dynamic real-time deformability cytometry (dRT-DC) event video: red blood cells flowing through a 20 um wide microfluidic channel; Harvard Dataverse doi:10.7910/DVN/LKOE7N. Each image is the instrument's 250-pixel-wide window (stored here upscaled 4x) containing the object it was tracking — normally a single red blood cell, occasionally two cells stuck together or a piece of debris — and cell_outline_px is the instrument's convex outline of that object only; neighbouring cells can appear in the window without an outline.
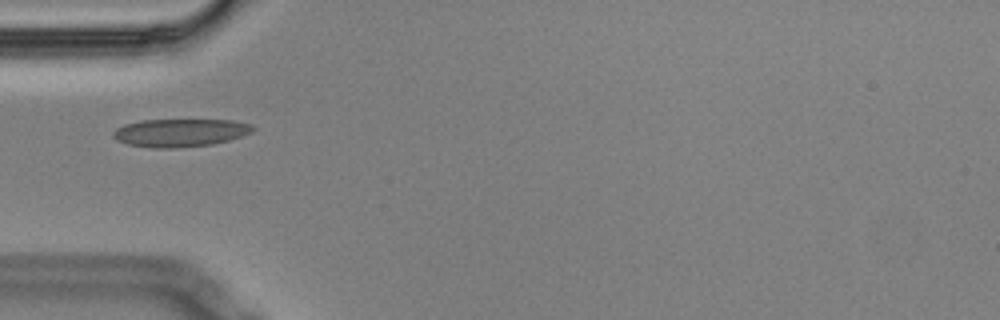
{"species": "Egyptian fruit bat (a non-hibernating species)", "species_latin": "Rousettus aegyptiacus", "temperature_condition": "cold", "stored_images_in_passage": 41, "camera_frame_rate_fps": 3000, "um_per_image_px": 0.085, "animal": {"sex": "male"}, "frame": {"image": 1, "passage_image": 1, "time_ms": 0.0, "image_size_px": [1000, 320], "cell_outline_px": [[256, 128], [252, 132], [228, 140], [212, 144], [172, 148], [156, 148], [128, 144], [116, 140], [112, 136], [112, 132], [116, 128], [124, 124], [140, 120], [232, 120], [252, 124]], "centroid_in_image_um": [15.29, 11.27], "position_along_channel_um": 69.7, "area_um2": 22.72}}
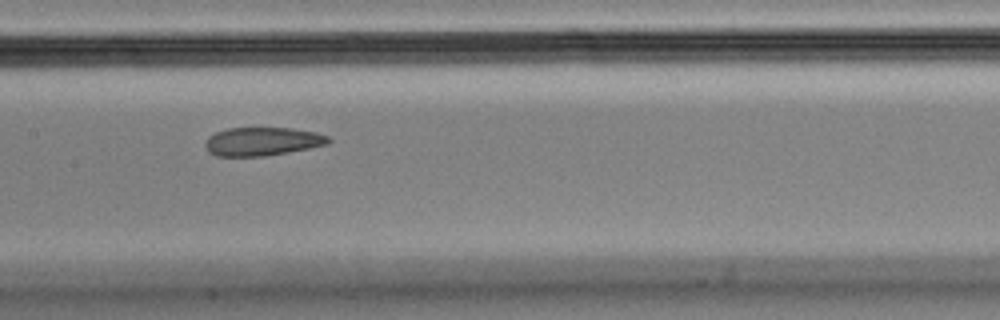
{"frame": {"image": 2, "passage_image": 11, "time_ms": 3.333, "image_size_px": [1000, 320], "cell_outline_px": [[332, 140], [328, 144], [288, 152], [264, 156], [216, 156], [208, 152], [204, 144], [208, 136], [216, 132], [228, 128], [292, 128], [316, 132], [328, 136]], "centroid_in_image_um": [22.28, 12.02], "position_along_channel_um": 185.1, "area_um2": 20.46}}
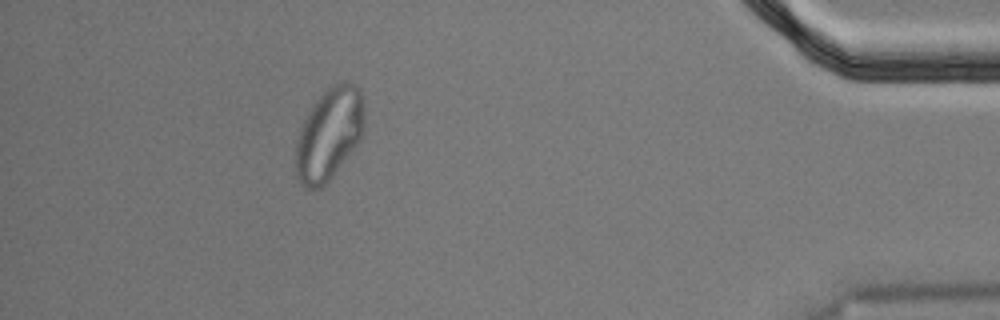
{"frame": {"image": 3, "passage_image": 35, "time_ms": 11.333, "image_size_px": [1000, 320], "cell_outline_px": [[364, 128], [360, 140], [332, 176], [320, 188], [304, 188], [300, 184], [296, 176], [296, 140], [300, 128], [308, 112], [316, 100], [332, 84], [340, 80], [348, 80], [356, 84], [360, 88], [364, 104]], "centroid_in_image_um": [27.99, 11.34], "position_along_channel_um": 407.2, "area_um2": 36.99}}